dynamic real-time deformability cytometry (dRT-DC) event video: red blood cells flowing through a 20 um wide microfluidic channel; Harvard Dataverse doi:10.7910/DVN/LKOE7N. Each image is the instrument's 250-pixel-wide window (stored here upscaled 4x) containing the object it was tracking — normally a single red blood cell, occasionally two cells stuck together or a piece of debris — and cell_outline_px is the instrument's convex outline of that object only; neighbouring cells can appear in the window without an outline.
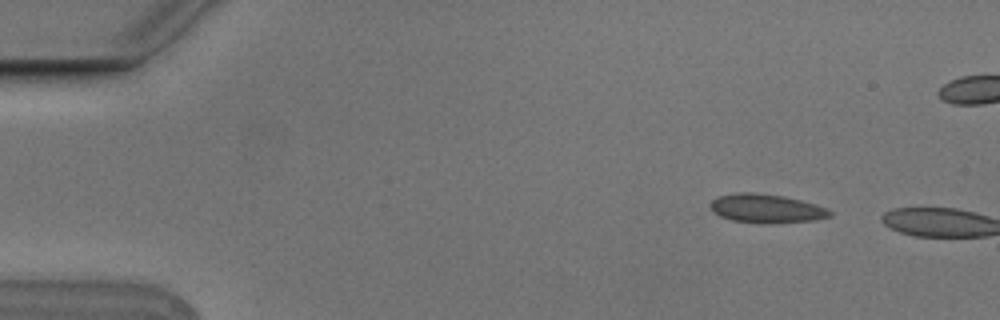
{"species": "Egyptian fruit bat (a non-hibernating species)", "species_latin": "Rousettus aegyptiacus", "temperature_condition": "cold", "stored_images_in_passage": 3, "camera_frame_rate_fps": 3000, "um_per_image_px": 0.085, "animal": {"sex": "male"}, "frame": {"image": 1, "passage_image": 2, "time_ms": 0.333, "image_size_px": [1000, 320], "cell_outline_px": [[832, 216], [816, 220], [732, 220], [720, 216], [708, 204], [716, 196], [736, 192], [756, 192], [784, 196], [816, 204], [828, 208], [832, 212]], "centroid_in_image_um": [65.13, 17.64], "position_along_channel_um": 19.9, "area_um2": 19.07}}